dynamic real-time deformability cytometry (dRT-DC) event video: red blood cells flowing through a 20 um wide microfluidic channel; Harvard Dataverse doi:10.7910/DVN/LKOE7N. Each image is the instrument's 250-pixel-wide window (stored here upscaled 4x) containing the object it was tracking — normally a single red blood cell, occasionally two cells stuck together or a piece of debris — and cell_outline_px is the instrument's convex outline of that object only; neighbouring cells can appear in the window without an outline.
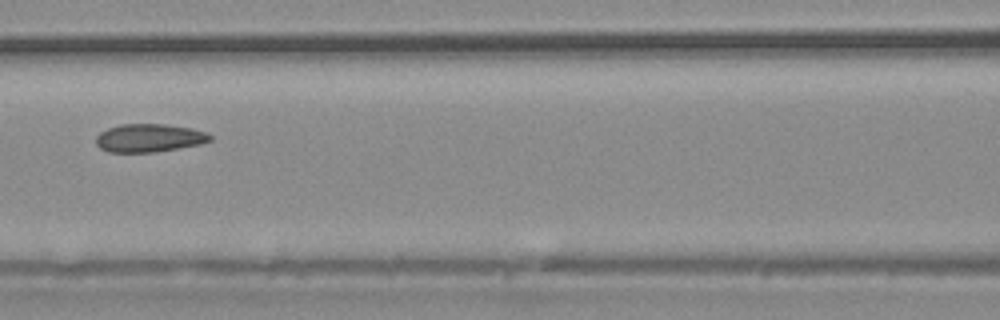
{"species": "common noctule bat (a hibernating species)", "species_latin": "Nyctalus noctula", "temperature_condition": "warm", "stored_images_in_passage": 37, "camera_frame_rate_fps": 3000, "um_per_image_px": 0.085, "animal": {"sex": "male", "body_mass_g": 20.4}, "frame": {"image": 1, "passage_image": 16, "time_ms": 5.0, "image_size_px": [1000, 320], "cell_outline_px": [[212, 140], [200, 144], [156, 152], [108, 152], [100, 148], [96, 144], [96, 136], [100, 132], [108, 128], [120, 124], [164, 124], [192, 128], [208, 132], [212, 136]], "centroid_in_image_um": [12.69, 11.72], "position_along_channel_um": 153.9, "area_um2": 18.84}}